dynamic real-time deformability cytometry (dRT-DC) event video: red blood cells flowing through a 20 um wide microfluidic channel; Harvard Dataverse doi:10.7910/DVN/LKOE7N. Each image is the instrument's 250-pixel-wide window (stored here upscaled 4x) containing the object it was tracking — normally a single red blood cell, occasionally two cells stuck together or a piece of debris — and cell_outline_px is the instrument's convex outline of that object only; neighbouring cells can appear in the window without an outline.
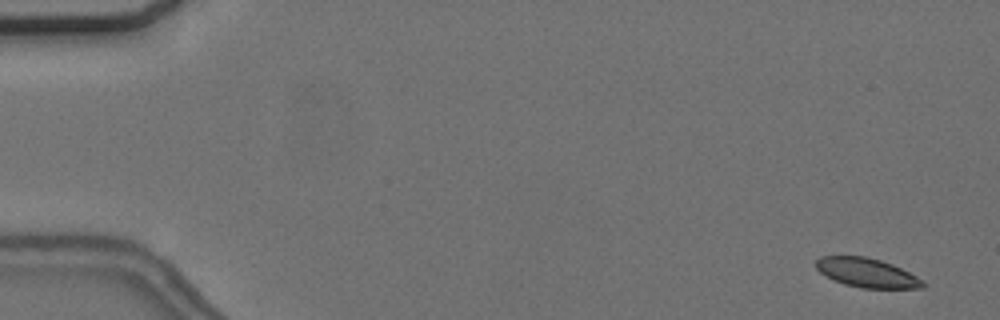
{"species": "common noctule bat (a hibernating species)", "species_latin": "Nyctalus noctula", "temperature_condition": "cold", "stored_images_in_passage": 57, "camera_frame_rate_fps": 3000, "um_per_image_px": 0.085, "animal": {"sex": "female", "body_mass_g": 24.6, "forearm_length_mm": 56.2}, "frame": {"image": 1, "passage_image": 3, "time_ms": 0.667, "image_size_px": [1000, 320], "cell_outline_px": [[928, 284], [924, 288], [860, 288], [844, 284], [832, 280], [820, 272], [816, 268], [816, 260], [820, 256], [864, 256], [880, 260], [892, 264], [924, 280]], "centroid_in_image_um": [73.69, 23.19], "position_along_channel_um": 11.3, "area_um2": 18.26}}
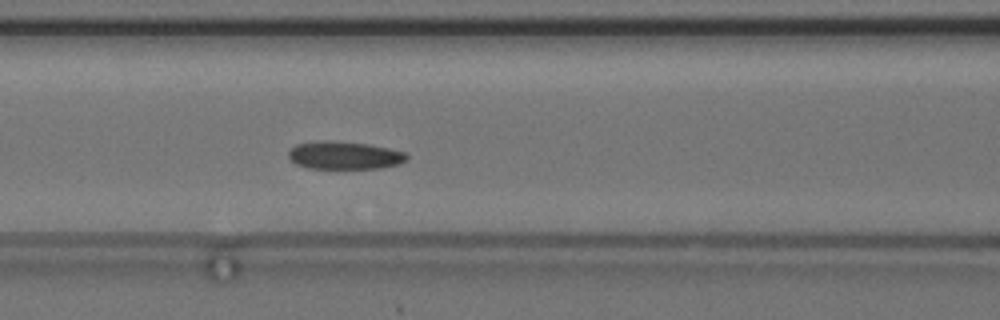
{"frame": {"image": 2, "passage_image": 25, "time_ms": 8.0, "image_size_px": [1000, 320], "cell_outline_px": [[408, 160], [400, 164], [380, 168], [308, 168], [296, 164], [288, 156], [288, 152], [296, 144], [316, 140], [332, 140], [368, 144], [388, 148], [404, 152], [408, 156]], "centroid_in_image_um": [29.27, 13.19], "position_along_channel_um": 137.3, "area_um2": 19.31}}
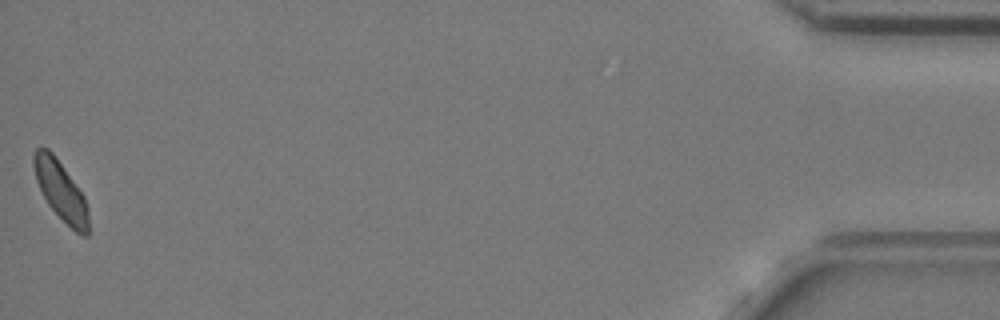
{"frame": {"image": 3, "passage_image": 57, "time_ms": 18.667, "image_size_px": [1000, 320], "cell_outline_px": [[88, 236], [80, 236], [48, 204], [36, 180], [32, 164], [32, 156], [36, 148], [48, 148], [52, 152], [84, 196], [88, 208]], "centroid_in_image_um": [5.15, 16.2], "position_along_channel_um": 430.0, "area_um2": 18.5}, "authors_computed_cell_mechanics": {"area_um2": 19.4208, "velocity_mm_per_s": 3.6458, "shape_relaxation_time_tau1_ms": 4.1785, "shape_relaxation_time_tau2_ms": 2.6266, "deformation_change_tau1": 0.1074, "deformation_change_tau2": 0.0846}}